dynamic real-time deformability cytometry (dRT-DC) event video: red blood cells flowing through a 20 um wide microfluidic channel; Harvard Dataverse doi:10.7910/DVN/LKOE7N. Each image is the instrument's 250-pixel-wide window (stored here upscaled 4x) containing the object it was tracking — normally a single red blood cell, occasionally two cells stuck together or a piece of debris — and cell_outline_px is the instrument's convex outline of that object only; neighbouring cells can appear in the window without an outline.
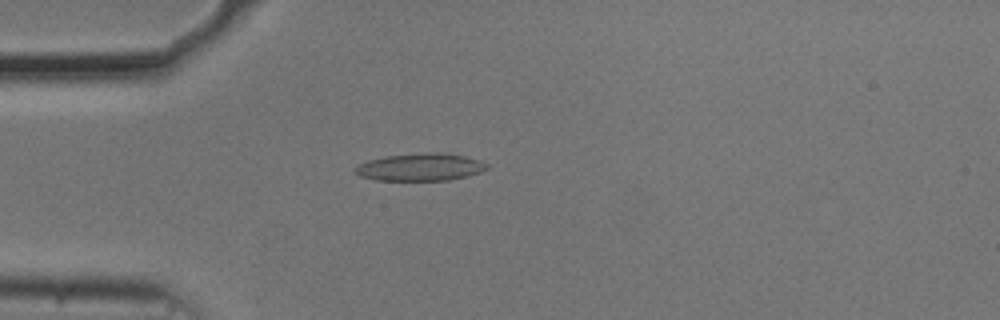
{"species": "common noctule bat (a hibernating species)", "species_latin": "Nyctalus noctula", "temperature_condition": "cold", "stored_images_in_passage": 17, "camera_frame_rate_fps": 3000, "um_per_image_px": 0.085, "animal": {"sex": "male", "body_mass_g": 20.5, "forearm_length_mm": 52.5}, "frame": {"image": 1, "passage_image": 14, "time_ms": 4.333, "image_size_px": [1000, 320], "cell_outline_px": [[488, 168], [480, 172], [468, 176], [448, 180], [376, 180], [360, 176], [356, 172], [356, 164], [368, 160], [384, 156], [432, 152], [444, 152], [464, 156], [480, 160], [488, 164]], "centroid_in_image_um": [35.74, 14.2], "position_along_channel_um": 49.3, "area_um2": 21.1}}